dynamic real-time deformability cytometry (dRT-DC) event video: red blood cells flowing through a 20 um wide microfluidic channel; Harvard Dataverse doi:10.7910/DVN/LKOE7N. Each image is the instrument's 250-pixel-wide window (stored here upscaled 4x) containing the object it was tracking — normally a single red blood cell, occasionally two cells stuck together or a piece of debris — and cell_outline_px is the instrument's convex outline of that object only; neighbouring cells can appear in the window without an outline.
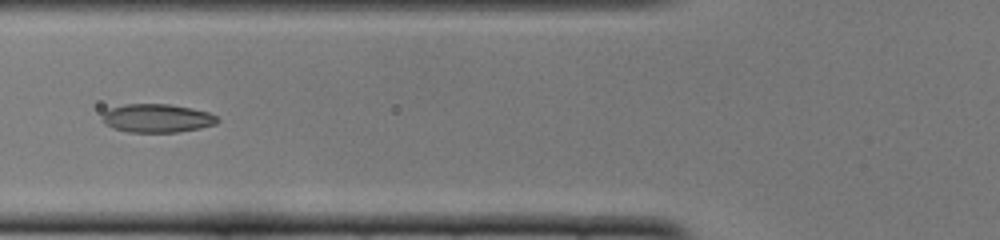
{"species": "common noctule bat (a hibernating species)", "species_latin": "Nyctalus noctula", "temperature_condition": "cold", "stored_images_in_passage": 20, "camera_frame_rate_fps": 3000, "um_per_image_px": 0.085, "animal": {"sex": "female", "body_mass_g": 22.0, "forearm_length_mm": 56.7}, "frame": {"image": 1, "passage_image": 9, "time_ms": 2.667, "image_size_px": [1000, 240], "cell_outline_px": [[220, 120], [216, 124], [200, 128], [180, 132], [128, 132], [112, 128], [104, 120], [104, 112], [112, 108], [124, 104], [168, 104], [192, 108], [208, 112], [216, 116]], "centroid_in_image_um": [13.4, 10.05], "position_along_channel_um": 112.4, "area_um2": 18.96}}
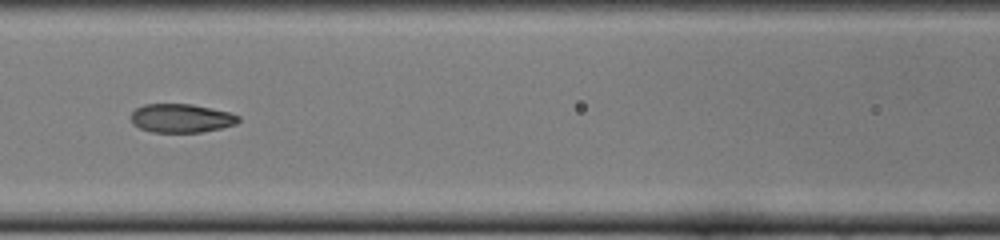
{"frame": {"image": 2, "passage_image": 12, "time_ms": 3.667, "image_size_px": [1000, 240], "cell_outline_px": [[240, 120], [236, 124], [220, 128], [200, 132], [152, 132], [140, 128], [132, 124], [128, 116], [136, 108], [144, 104], [192, 104], [228, 112], [240, 116]], "centroid_in_image_um": [15.36, 10.04], "position_along_channel_um": 151.2, "area_um2": 18.03}}
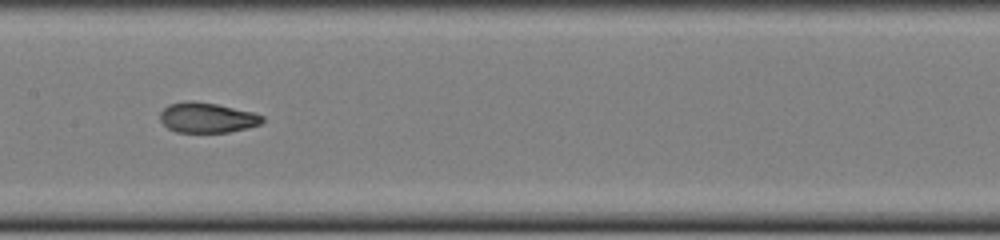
{"frame": {"image": 3, "passage_image": 15, "time_ms": 4.667, "image_size_px": [1000, 240], "cell_outline_px": [[264, 120], [260, 124], [248, 128], [228, 132], [176, 132], [168, 128], [160, 120], [160, 112], [168, 104], [188, 100], [192, 100], [216, 104], [252, 112], [264, 116]], "centroid_in_image_um": [17.59, 10.0], "position_along_channel_um": 189.8, "area_um2": 17.98}}